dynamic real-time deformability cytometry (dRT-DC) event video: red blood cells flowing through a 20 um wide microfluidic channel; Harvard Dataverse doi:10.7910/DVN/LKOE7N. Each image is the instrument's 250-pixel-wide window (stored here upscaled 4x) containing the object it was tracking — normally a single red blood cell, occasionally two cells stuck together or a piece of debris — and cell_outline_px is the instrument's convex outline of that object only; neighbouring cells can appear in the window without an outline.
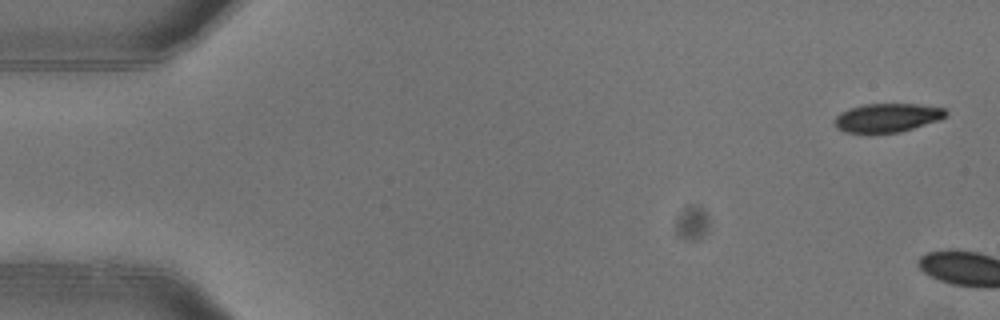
{"species": "common noctule bat (a hibernating species)", "species_latin": "Nyctalus noctula", "temperature_condition": "warm", "stored_images_in_passage": 6, "camera_frame_rate_fps": 3000, "um_per_image_px": 0.085, "animal": {"sex": "female"}, "frame": {"image": 1, "passage_image": 1, "time_ms": 0.0, "image_size_px": [1000, 320], "cell_outline_px": [[948, 112], [940, 120], [900, 132], [844, 132], [836, 128], [836, 116], [840, 112], [848, 108], [864, 104], [916, 104], [944, 108]], "centroid_in_image_um": [75.42, 9.99], "position_along_channel_um": 9.6, "area_um2": 18.44}}
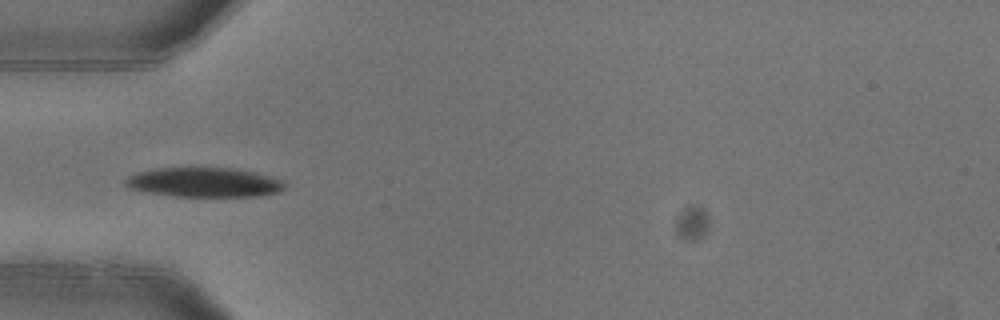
{"frame": {"image": 2, "passage_image": 5, "time_ms": 1.333, "image_size_px": [1000, 320], "cell_outline_px": [[284, 188], [280, 192], [256, 196], [172, 196], [148, 192], [128, 188], [124, 184], [124, 180], [128, 176], [136, 172], [152, 168], [232, 168], [256, 172], [284, 180]], "centroid_in_image_um": [17.33, 15.49], "position_along_channel_um": 67.7, "area_um2": 27.51}}